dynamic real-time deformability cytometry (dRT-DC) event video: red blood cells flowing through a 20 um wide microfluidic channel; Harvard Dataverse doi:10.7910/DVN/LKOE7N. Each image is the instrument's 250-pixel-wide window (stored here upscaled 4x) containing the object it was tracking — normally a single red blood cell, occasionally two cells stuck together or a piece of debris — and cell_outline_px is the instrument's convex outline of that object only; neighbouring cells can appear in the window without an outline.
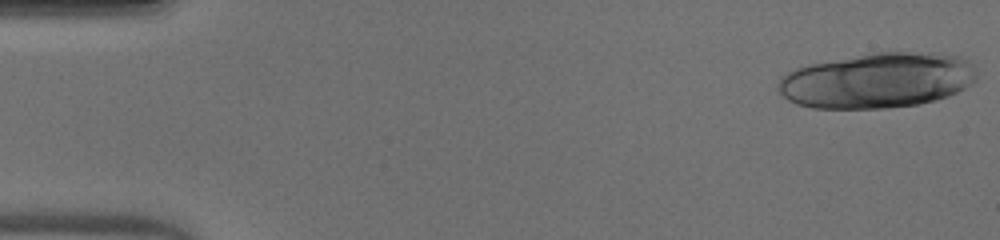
{"species": "human", "species_latin": "Homo sapiens", "temperature_condition": "warm", "stored_images_in_passage": 36, "camera_frame_rate_fps": 3000, "um_per_image_px": 0.085, "donor": {"sex": "male"}, "frame": {"image": 1, "passage_image": 1, "time_ms": 0.0, "image_size_px": [1000, 240], "cell_outline_px": [[976, 80], [972, 84], [948, 96], [936, 100], [920, 104], [888, 108], [812, 108], [796, 104], [788, 100], [780, 92], [780, 80], [788, 72], [796, 68], [808, 64], [872, 52], [928, 52], [960, 56], [968, 60], [972, 64], [976, 72]], "centroid_in_image_um": [74.62, 6.83], "position_along_channel_um": 10.4, "area_um2": 64.16}}